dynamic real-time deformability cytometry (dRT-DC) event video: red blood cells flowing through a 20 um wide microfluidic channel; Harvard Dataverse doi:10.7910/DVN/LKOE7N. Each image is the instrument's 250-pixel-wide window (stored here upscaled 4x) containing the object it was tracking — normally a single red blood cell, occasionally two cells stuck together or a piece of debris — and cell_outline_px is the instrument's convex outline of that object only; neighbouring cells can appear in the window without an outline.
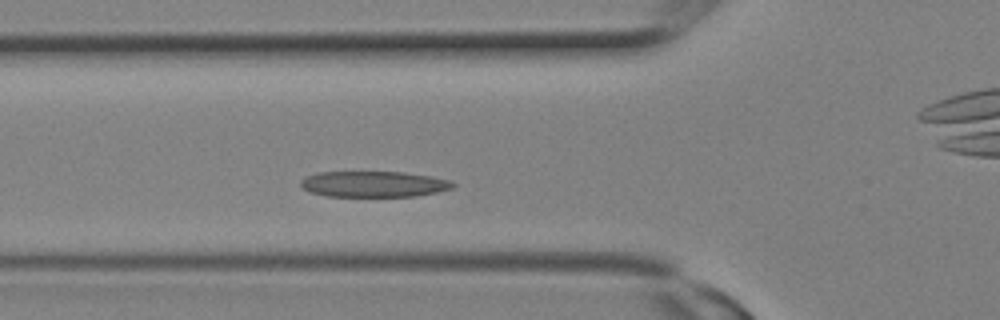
{"species": "Egyptian fruit bat (a non-hibernating species)", "species_latin": "Rousettus aegyptiacus", "temperature_condition": "room temperature", "stored_images_in_passage": 7, "camera_frame_rate_fps": 3000, "um_per_image_px": 0.085, "animal": {"sex": "female"}, "frame": {"image": 1, "passage_image": 7, "time_ms": 2.0, "image_size_px": [1000, 320], "cell_outline_px": [[456, 184], [452, 188], [436, 192], [416, 196], [328, 196], [312, 192], [304, 188], [300, 184], [300, 180], [308, 176], [320, 172], [404, 172], [428, 176], [448, 180]], "centroid_in_image_um": [31.77, 15.65], "position_along_channel_um": 94.0, "area_um2": 22.6}}